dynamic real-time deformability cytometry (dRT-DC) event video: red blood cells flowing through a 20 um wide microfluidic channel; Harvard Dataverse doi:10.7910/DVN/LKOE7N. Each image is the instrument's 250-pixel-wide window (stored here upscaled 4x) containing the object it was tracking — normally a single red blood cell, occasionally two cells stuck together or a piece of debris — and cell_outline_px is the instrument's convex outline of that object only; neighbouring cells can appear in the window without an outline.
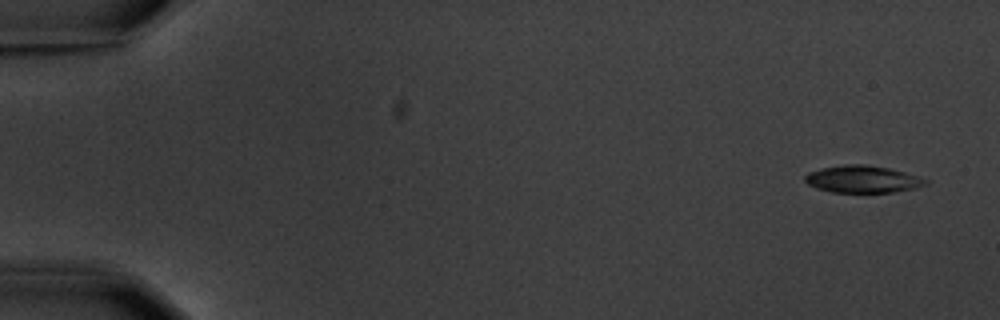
{"species": "common noctule bat (a hibernating species)", "species_latin": "Nyctalus noctula", "temperature_condition": "warm", "stored_images_in_passage": 6, "segment_of_instrument_passage": [1, 2], "camera_frame_rate_fps": 3000, "um_per_image_px": 0.085, "animal": {"sex": "male", "body_mass_g": 20.1, "forearm_length_mm": 53.5}, "frame": {"image": 1, "passage_image": 1, "time_ms": 0.0, "image_size_px": [1000, 320], "cell_outline_px": [[928, 184], [916, 188], [892, 192], [832, 192], [816, 188], [808, 184], [804, 180], [804, 176], [808, 172], [820, 168], [848, 164], [864, 164], [888, 168], [904, 172], [928, 180]], "centroid_in_image_um": [73.29, 15.23], "position_along_channel_um": 11.7, "area_um2": 19.02}}
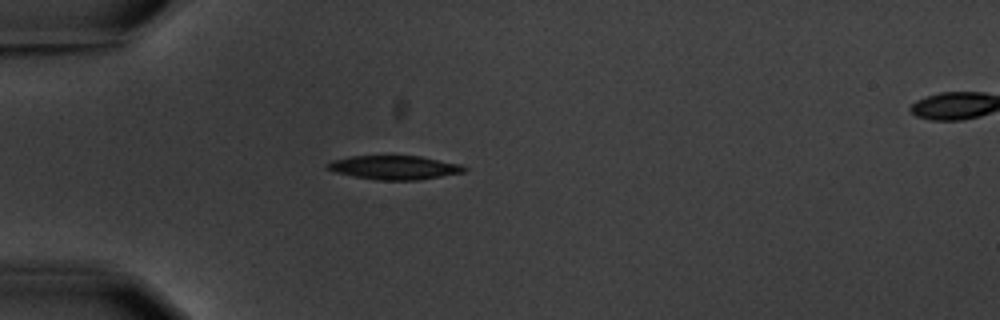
{"frame": {"image": 2, "passage_image": 5, "time_ms": 4.667, "image_size_px": [1000, 320], "cell_outline_px": [[468, 168], [464, 172], [416, 180], [376, 180], [352, 176], [332, 172], [324, 168], [324, 164], [332, 160], [352, 156], [420, 156], [460, 164]], "centroid_in_image_um": [33.44, 14.24], "position_along_channel_um": 51.6, "area_um2": 19.13}}